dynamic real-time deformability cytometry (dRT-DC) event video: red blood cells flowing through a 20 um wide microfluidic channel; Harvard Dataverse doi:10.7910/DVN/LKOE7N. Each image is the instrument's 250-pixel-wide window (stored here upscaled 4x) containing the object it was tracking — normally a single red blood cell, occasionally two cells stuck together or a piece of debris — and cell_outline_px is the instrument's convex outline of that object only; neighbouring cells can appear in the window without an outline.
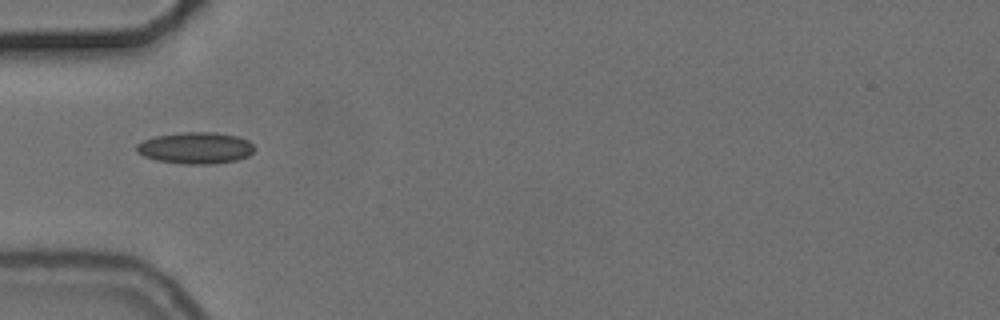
{"species": "common noctule bat (a hibernating species)", "species_latin": "Nyctalus noctula", "temperature_condition": "cold", "stored_images_in_passage": 7, "camera_frame_rate_fps": 3000, "um_per_image_px": 0.085, "animal": {"sex": "female", "body_mass_g": 24.6, "forearm_length_mm": 56.2}, "frame": {"image": 1, "passage_image": 5, "time_ms": 5.667, "image_size_px": [1000, 320], "cell_outline_px": [[256, 148], [248, 156], [236, 160], [208, 164], [184, 164], [156, 160], [144, 156], [136, 152], [136, 144], [144, 140], [156, 136], [184, 132], [216, 132], [236, 136], [248, 140]], "centroid_in_image_um": [16.62, 12.57], "position_along_channel_um": 68.4, "area_um2": 21.62}}
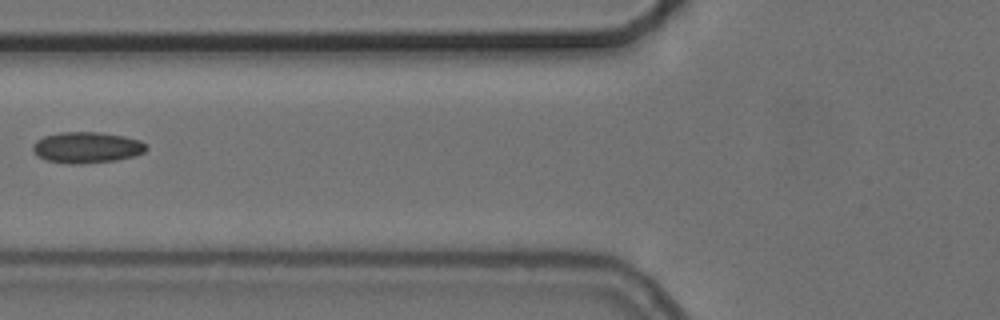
{"frame": {"image": 2, "passage_image": 6, "time_ms": 7.0, "image_size_px": [1000, 320], "cell_outline_px": [[148, 148], [144, 152], [136, 156], [116, 160], [80, 164], [68, 164], [44, 160], [36, 156], [32, 148], [32, 144], [36, 140], [44, 136], [60, 132], [100, 132], [124, 136], [140, 140], [148, 144]], "centroid_in_image_um": [7.37, 12.54], "position_along_channel_um": 118.4, "area_um2": 20.92}}
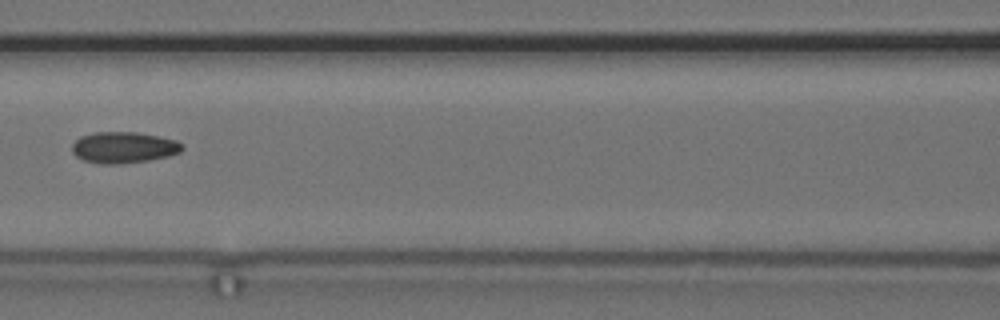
{"frame": {"image": 3, "passage_image": 7, "time_ms": 8.0, "image_size_px": [1000, 320], "cell_outline_px": [[184, 148], [180, 152], [168, 156], [148, 160], [116, 164], [100, 164], [84, 160], [76, 156], [72, 152], [72, 144], [80, 136], [96, 132], [136, 132], [176, 140], [184, 144]], "centroid_in_image_um": [10.51, 12.53], "position_along_channel_um": 156.1, "area_um2": 20.0}}